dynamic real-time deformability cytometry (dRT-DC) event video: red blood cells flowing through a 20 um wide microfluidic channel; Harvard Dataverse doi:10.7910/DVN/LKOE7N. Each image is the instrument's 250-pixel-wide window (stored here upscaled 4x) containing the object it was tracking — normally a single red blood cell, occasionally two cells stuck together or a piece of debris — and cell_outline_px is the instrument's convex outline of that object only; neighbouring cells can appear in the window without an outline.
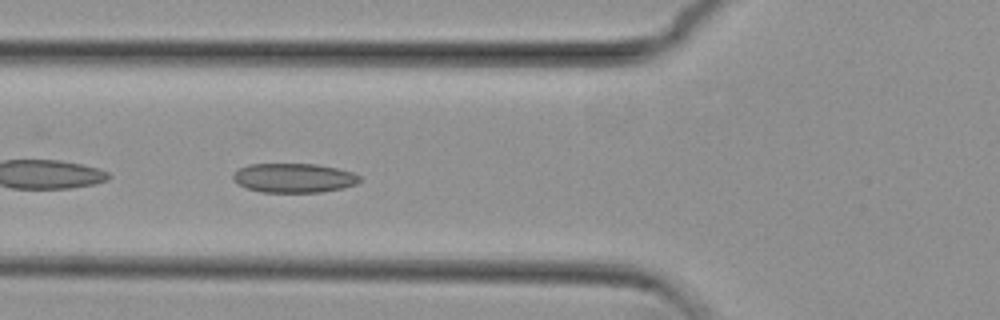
{"species": "common noctule bat (a hibernating species)", "species_latin": "Nyctalus noctula", "temperature_condition": "cold", "stored_images_in_passage": 54, "camera_frame_rate_fps": 3000, "um_per_image_px": 0.085, "animal": {"sex": "female", "body_mass_g": 29.2, "forearm_length_mm": 56.3}, "frame": {"image": 1, "passage_image": 19, "time_ms": 6.0, "image_size_px": [1000, 320], "cell_outline_px": [[360, 180], [356, 184], [344, 188], [320, 192], [260, 192], [236, 184], [232, 180], [232, 176], [240, 168], [248, 164], [316, 164], [336, 168], [352, 172], [360, 176]], "centroid_in_image_um": [24.96, 15.13], "position_along_channel_um": 100.8, "area_um2": 21.62}}
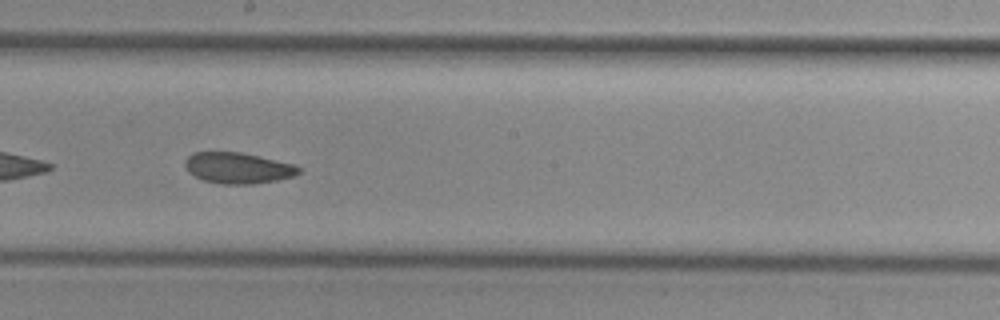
{"frame": {"image": 2, "passage_image": 29, "time_ms": 9.333, "image_size_px": [1000, 320], "cell_outline_px": [[300, 172], [292, 176], [276, 180], [252, 184], [220, 184], [204, 180], [188, 172], [184, 164], [184, 160], [192, 152], [240, 152], [292, 164], [300, 168]], "centroid_in_image_um": [20.16, 14.28], "position_along_channel_um": 228.0, "area_um2": 20.29}}
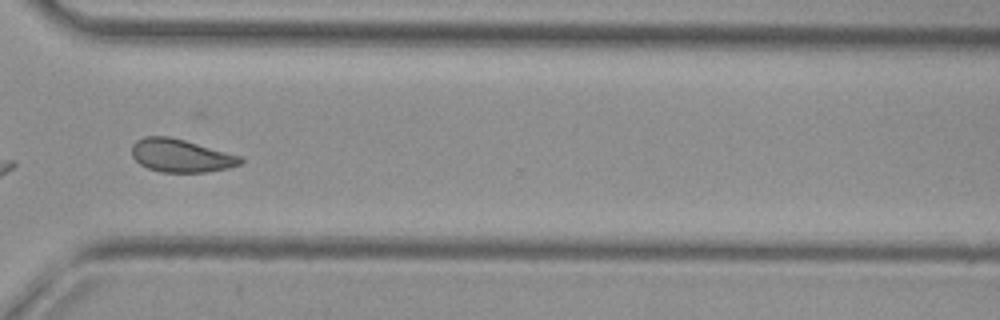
{"frame": {"image": 3, "passage_image": 39, "time_ms": 12.667, "image_size_px": [1000, 320], "cell_outline_px": [[244, 160], [240, 164], [228, 168], [208, 172], [160, 172], [148, 168], [140, 164], [132, 156], [132, 144], [136, 140], [144, 136], [168, 136], [184, 140], [240, 156]], "centroid_in_image_um": [15.35, 13.23], "position_along_channel_um": 355.3, "area_um2": 20.81}}